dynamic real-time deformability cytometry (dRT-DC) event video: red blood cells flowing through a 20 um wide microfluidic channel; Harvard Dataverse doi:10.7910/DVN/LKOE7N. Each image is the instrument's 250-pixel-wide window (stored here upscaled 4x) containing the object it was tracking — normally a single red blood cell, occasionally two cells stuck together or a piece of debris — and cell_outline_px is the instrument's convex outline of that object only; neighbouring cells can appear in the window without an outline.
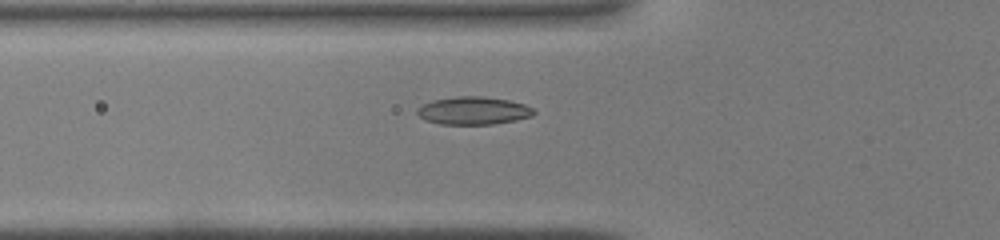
{"species": "common noctule bat (a hibernating species)", "species_latin": "Nyctalus noctula", "temperature_condition": "warm", "stored_images_in_passage": 30, "camera_frame_rate_fps": 3000, "um_per_image_px": 0.085, "animal": {"sex": "male", "body_mass_g": 19.0, "forearm_length_mm": 50.8}, "frame": {"image": 1, "passage_image": 2, "time_ms": 0.333, "image_size_px": [1000, 240], "cell_outline_px": [[536, 112], [532, 116], [516, 120], [492, 124], [440, 124], [424, 120], [416, 112], [416, 108], [432, 100], [456, 96], [484, 96], [508, 100], [524, 104], [532, 108]], "centroid_in_image_um": [40.22, 9.4], "position_along_channel_um": 85.6, "area_um2": 18.96}}
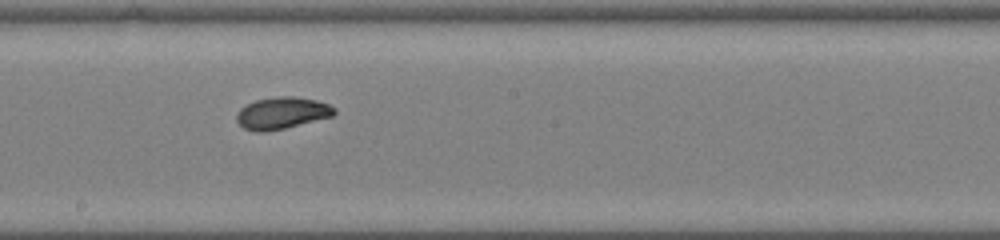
{"frame": {"image": 2, "passage_image": 11, "time_ms": 3.333, "image_size_px": [1000, 240], "cell_outline_px": [[336, 112], [332, 116], [284, 128], [264, 132], [256, 132], [244, 128], [236, 120], [236, 116], [240, 108], [256, 100], [276, 96], [296, 96], [316, 100], [328, 104], [336, 108]], "centroid_in_image_um": [23.96, 9.6], "position_along_channel_um": 224.2, "area_um2": 18.03}}
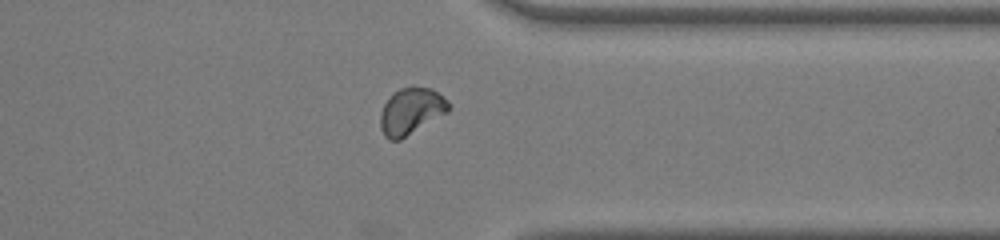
{"frame": {"image": 3, "passage_image": 21, "time_ms": 6.667, "image_size_px": [1000, 240], "cell_outline_px": [[452, 108], [448, 112], [400, 140], [388, 140], [384, 136], [380, 128], [380, 112], [384, 104], [400, 88], [432, 88], [448, 100], [452, 104]], "centroid_in_image_um": [34.97, 9.48], "position_along_channel_um": 376.4, "area_um2": 18.44}}